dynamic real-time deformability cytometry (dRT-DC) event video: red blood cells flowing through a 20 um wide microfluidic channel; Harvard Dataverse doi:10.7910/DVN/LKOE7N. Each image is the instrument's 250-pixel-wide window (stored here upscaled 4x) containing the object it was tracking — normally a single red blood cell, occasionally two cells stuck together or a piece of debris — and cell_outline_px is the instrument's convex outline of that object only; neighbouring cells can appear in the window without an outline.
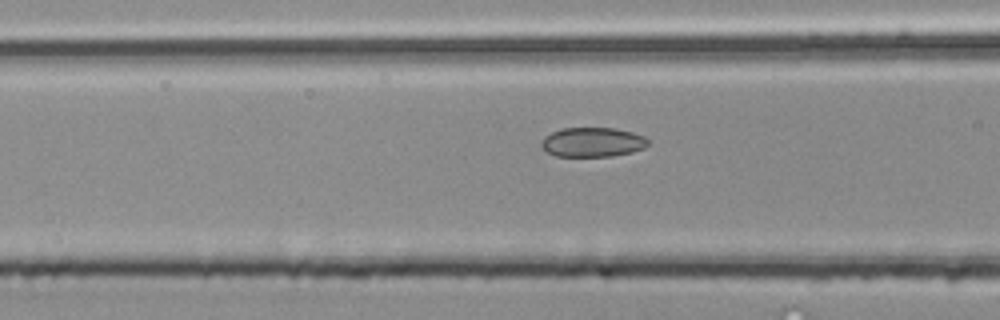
{"species": "common noctule bat (a hibernating species)", "species_latin": "Nyctalus noctula", "temperature_condition": "room temperature", "stored_images_in_passage": 8, "camera_frame_rate_fps": 3000, "um_per_image_px": 0.085, "animal": {"sex": "male", "body_mass_g": 20.4}, "frame": {"image": 1, "passage_image": 6, "time_ms": 1.667, "image_size_px": [1000, 320], "cell_outline_px": [[648, 144], [644, 148], [632, 152], [612, 156], [556, 156], [548, 152], [540, 144], [544, 136], [560, 128], [616, 128], [632, 132], [644, 136], [648, 140]], "centroid_in_image_um": [50.37, 12.08], "position_along_channel_um": 116.2, "area_um2": 18.32}}